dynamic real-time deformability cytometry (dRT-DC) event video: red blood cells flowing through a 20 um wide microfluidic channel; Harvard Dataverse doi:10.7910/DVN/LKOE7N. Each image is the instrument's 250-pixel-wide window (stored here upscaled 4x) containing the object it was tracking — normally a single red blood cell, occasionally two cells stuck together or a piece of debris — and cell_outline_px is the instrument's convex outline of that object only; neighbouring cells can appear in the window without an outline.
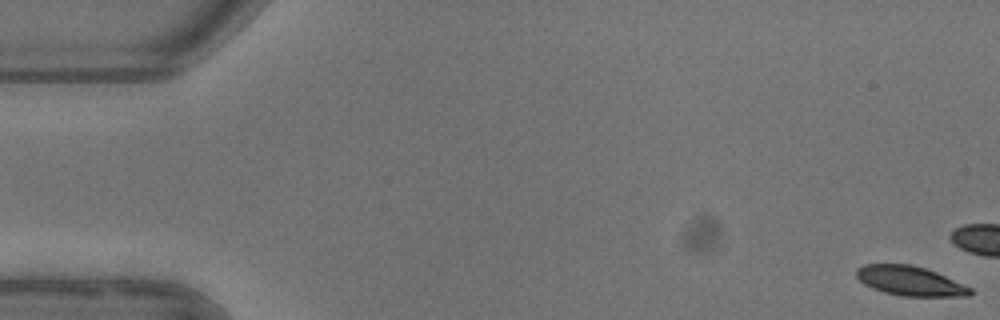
{"species": "common noctule bat (a hibernating species)", "species_latin": "Nyctalus noctula", "temperature_condition": "warm", "stored_images_in_passage": 5, "camera_frame_rate_fps": 3000, "um_per_image_px": 0.085, "animal": {"sex": "female"}, "frame": {"image": 1, "passage_image": 1, "time_ms": 0.0, "image_size_px": [1000, 320], "cell_outline_px": [[972, 296], [904, 296], [884, 292], [872, 288], [864, 284], [856, 276], [856, 268], [864, 264], [912, 264], [936, 272], [972, 288]], "centroid_in_image_um": [77.34, 23.87], "position_along_channel_um": 7.7, "area_um2": 19.54}}